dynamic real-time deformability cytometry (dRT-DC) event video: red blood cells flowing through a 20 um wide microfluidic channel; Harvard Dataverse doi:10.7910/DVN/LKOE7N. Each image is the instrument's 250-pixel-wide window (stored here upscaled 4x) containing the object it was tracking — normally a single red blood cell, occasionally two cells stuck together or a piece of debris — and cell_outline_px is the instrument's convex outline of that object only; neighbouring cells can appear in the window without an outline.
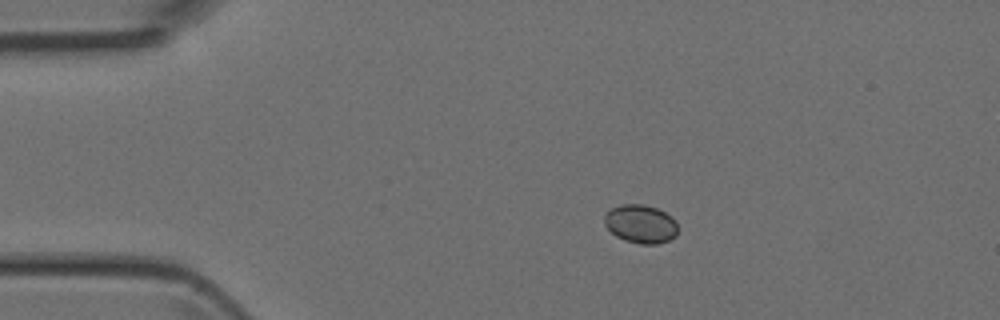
{"species": "Egyptian fruit bat (a non-hibernating species)", "species_latin": "Rousettus aegyptiacus", "temperature_condition": "room temperature", "stored_images_in_passage": 3, "camera_frame_rate_fps": 3000, "um_per_image_px": 0.085, "animal": {"sex": "female"}, "frame": {"image": 1, "passage_image": 2, "time_ms": 0.333, "image_size_px": [1000, 320], "cell_outline_px": [[676, 236], [668, 240], [656, 244], [640, 244], [624, 240], [616, 236], [604, 224], [604, 212], [620, 204], [644, 204], [656, 208], [672, 216], [676, 224]], "centroid_in_image_um": [54.42, 19.02], "position_along_channel_um": 30.6, "area_um2": 16.47}}